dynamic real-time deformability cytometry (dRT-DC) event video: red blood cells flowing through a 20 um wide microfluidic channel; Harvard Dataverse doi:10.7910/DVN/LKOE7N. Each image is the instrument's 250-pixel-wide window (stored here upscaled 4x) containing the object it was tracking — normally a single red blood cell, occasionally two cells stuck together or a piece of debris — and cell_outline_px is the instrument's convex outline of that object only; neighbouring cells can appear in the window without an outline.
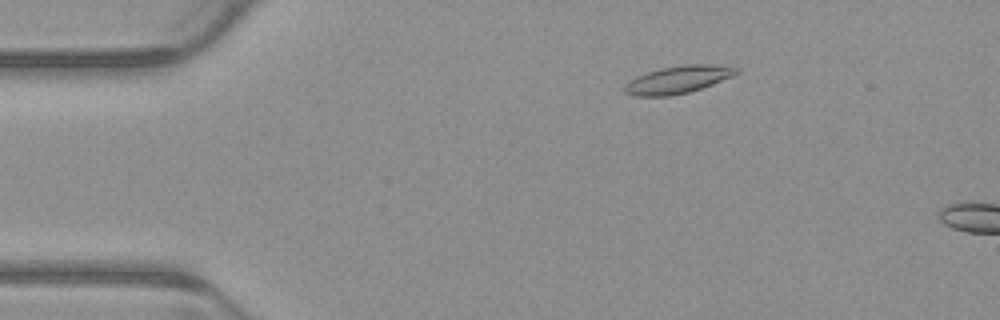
{"species": "common noctule bat (a hibernating species)", "species_latin": "Nyctalus noctula", "temperature_condition": "warm", "stored_images_in_passage": 4, "camera_frame_rate_fps": 3000, "um_per_image_px": 0.085, "animal": {"sex": "male", "body_mass_g": 23.1, "forearm_length_mm": 52.7}, "frame": {"image": 1, "passage_image": 3, "time_ms": 0.667, "image_size_px": [1000, 320], "cell_outline_px": [[740, 72], [732, 76], [712, 84], [688, 92], [668, 96], [632, 96], [624, 92], [624, 84], [628, 80], [636, 76], [660, 68], [684, 64], [712, 64], [740, 68]], "centroid_in_image_um": [57.59, 6.76], "position_along_channel_um": 27.4, "area_um2": 17.98}}